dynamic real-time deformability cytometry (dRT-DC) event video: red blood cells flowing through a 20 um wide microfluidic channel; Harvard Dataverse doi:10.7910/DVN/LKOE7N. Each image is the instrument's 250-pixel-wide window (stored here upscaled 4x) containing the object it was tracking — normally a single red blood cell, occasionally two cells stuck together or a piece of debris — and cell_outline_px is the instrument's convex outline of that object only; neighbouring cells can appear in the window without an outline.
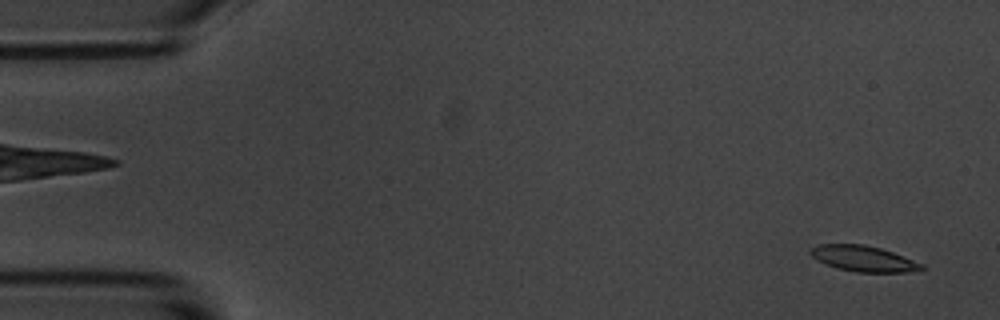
{"species": "common noctule bat (a hibernating species)", "species_latin": "Nyctalus noctula", "temperature_condition": "room temperature", "stored_images_in_passage": 56, "camera_frame_rate_fps": 3000, "um_per_image_px": 0.085, "animal": {"sex": "male", "body_mass_g": 20.1, "forearm_length_mm": 53.5}, "frame": {"image": 1, "passage_image": 3, "time_ms": 0.667, "image_size_px": [1000, 320], "cell_outline_px": [[924, 268], [904, 272], [856, 272], [836, 268], [816, 260], [808, 252], [808, 248], [820, 244], [864, 244], [880, 248], [892, 252], [924, 264]], "centroid_in_image_um": [73.32, 21.97], "position_along_channel_um": 11.7, "area_um2": 16.65}}
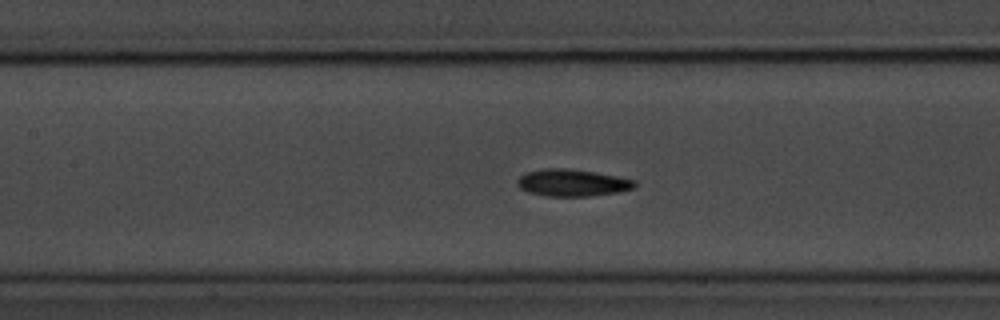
{"frame": {"image": 2, "passage_image": 25, "time_ms": 8.0, "image_size_px": [1000, 320], "cell_outline_px": [[636, 188], [620, 192], [588, 196], [548, 196], [528, 192], [520, 188], [516, 184], [516, 180], [524, 172], [544, 168], [564, 168], [592, 172], [616, 176], [636, 180]], "centroid_in_image_um": [48.63, 15.53], "position_along_channel_um": 158.8, "area_um2": 18.55}}
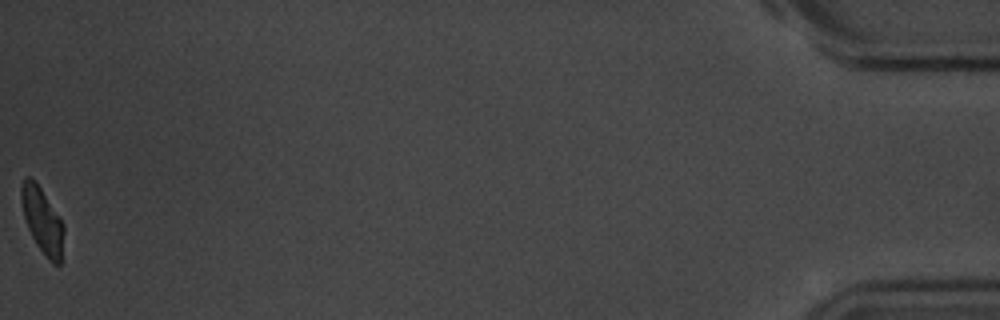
{"frame": {"image": 3, "passage_image": 56, "time_ms": 18.333, "image_size_px": [1000, 320], "cell_outline_px": [[64, 232], [60, 264], [52, 264], [48, 260], [36, 244], [28, 228], [24, 216], [20, 200], [20, 188], [24, 176], [32, 176], [36, 180], [64, 224]], "centroid_in_image_um": [3.58, 18.69], "position_along_channel_um": 431.6, "area_um2": 16.47}, "authors_computed_cell_mechanics": {"area_um2": 17.4556, "velocity_mm_per_s": 3.6078, "shape_relaxation_time_tau1_ms": 2.4343, "shape_relaxation_time_tau2_ms": 3.1849, "deformation_change_tau1": 0.112, "deformation_change_tau2": 0.0747}}